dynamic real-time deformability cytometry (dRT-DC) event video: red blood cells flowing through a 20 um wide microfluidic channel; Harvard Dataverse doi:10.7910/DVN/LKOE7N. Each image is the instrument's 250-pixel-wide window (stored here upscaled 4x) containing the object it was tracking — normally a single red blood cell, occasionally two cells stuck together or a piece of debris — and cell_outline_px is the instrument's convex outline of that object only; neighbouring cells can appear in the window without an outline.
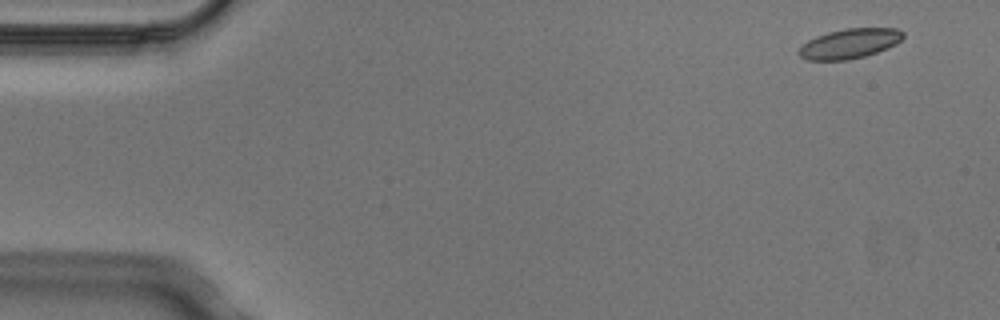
{"species": "Egyptian fruit bat (a non-hibernating species)", "species_latin": "Rousettus aegyptiacus", "temperature_condition": "cold", "stored_images_in_passage": 4, "camera_frame_rate_fps": 3000, "um_per_image_px": 0.085, "animal": {"sex": "male"}, "frame": {"image": 1, "passage_image": 1, "time_ms": 0.0, "image_size_px": [1000, 320], "cell_outline_px": [[904, 36], [896, 44], [888, 48], [864, 56], [848, 60], [808, 60], [800, 56], [796, 52], [808, 40], [816, 36], [828, 32], [844, 28], [896, 28], [904, 32]], "centroid_in_image_um": [72.21, 3.7], "position_along_channel_um": 12.8, "area_um2": 18.09}}
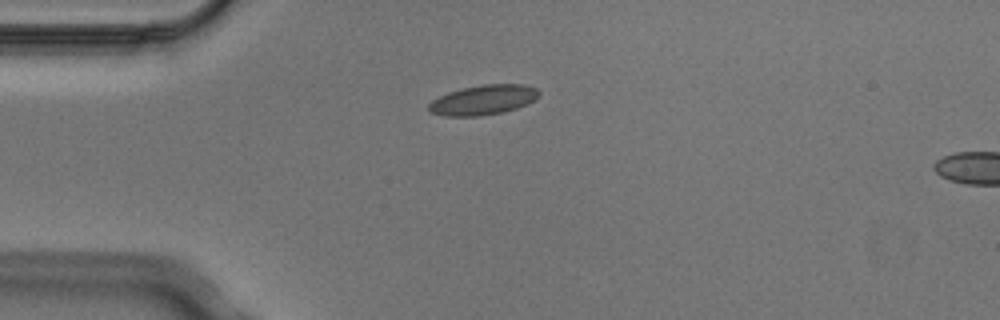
{"frame": {"image": 2, "passage_image": 3, "time_ms": 0.667, "image_size_px": [1000, 320], "cell_outline_px": [[540, 92], [536, 100], [516, 108], [504, 112], [480, 116], [444, 116], [428, 112], [428, 104], [432, 100], [448, 92], [460, 88], [480, 84], [524, 84], [536, 88]], "centroid_in_image_um": [41.06, 8.49], "position_along_channel_um": 43.9, "area_um2": 19.42}}